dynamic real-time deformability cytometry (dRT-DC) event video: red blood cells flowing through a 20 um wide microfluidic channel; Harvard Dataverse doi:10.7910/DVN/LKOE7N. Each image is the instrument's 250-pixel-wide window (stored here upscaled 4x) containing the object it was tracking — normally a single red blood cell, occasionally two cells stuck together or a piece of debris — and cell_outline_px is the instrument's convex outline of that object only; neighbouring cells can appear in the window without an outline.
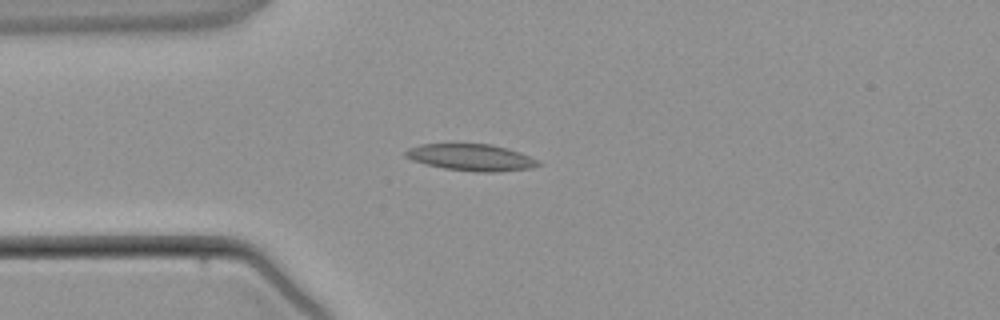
{"species": "common noctule bat (a hibernating species)", "species_latin": "Nyctalus noctula", "temperature_condition": "warm", "stored_images_in_passage": 3, "camera_frame_rate_fps": 3000, "um_per_image_px": 0.085, "animal": {"sex": "male", "body_mass_g": 21.5, "forearm_length_mm": 52.0}, "frame": {"image": 1, "passage_image": 3, "time_ms": 3.333, "image_size_px": [1000, 320], "cell_outline_px": [[540, 164], [532, 168], [496, 172], [476, 172], [444, 168], [412, 160], [404, 156], [404, 152], [408, 148], [420, 144], [492, 144], [508, 148], [520, 152], [536, 160]], "centroid_in_image_um": [40.03, 13.37], "position_along_channel_um": 45.0, "area_um2": 20.52}}